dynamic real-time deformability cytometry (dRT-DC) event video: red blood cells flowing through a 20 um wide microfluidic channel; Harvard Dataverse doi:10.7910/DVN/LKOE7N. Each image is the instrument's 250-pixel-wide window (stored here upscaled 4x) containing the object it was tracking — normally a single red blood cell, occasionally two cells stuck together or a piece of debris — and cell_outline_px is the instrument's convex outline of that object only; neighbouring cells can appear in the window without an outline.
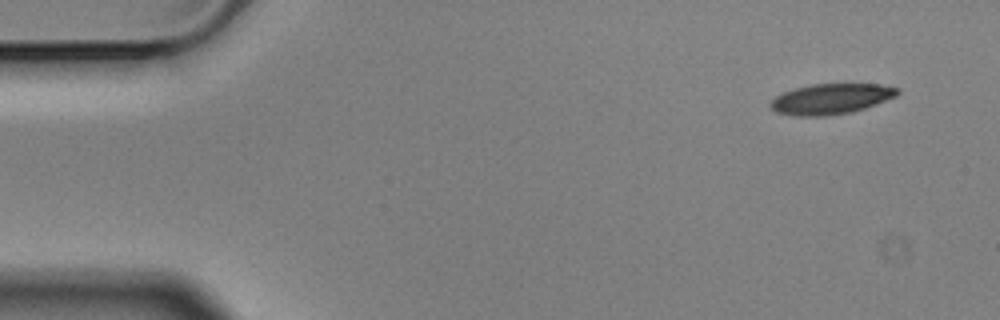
{"species": "Egyptian fruit bat (a non-hibernating species)", "species_latin": "Rousettus aegyptiacus", "temperature_condition": "cold", "stored_images_in_passage": 14, "camera_frame_rate_fps": 3000, "um_per_image_px": 0.085, "animal": {"sex": "male"}, "frame": {"image": 1, "passage_image": 1, "time_ms": 0.0, "image_size_px": [1000, 320], "cell_outline_px": [[900, 92], [896, 96], [876, 104], [852, 112], [824, 116], [796, 116], [776, 112], [768, 104], [776, 96], [784, 92], [796, 88], [812, 84], [880, 84], [900, 88]], "centroid_in_image_um": [70.65, 8.41], "position_along_channel_um": 14.4, "area_um2": 22.48}}
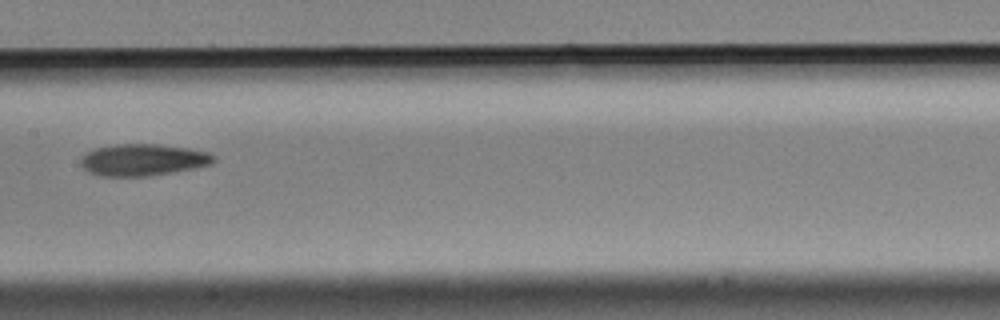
{"frame": {"image": 2, "passage_image": 7, "time_ms": 2.0, "image_size_px": [1000, 320], "cell_outline_px": [[216, 160], [212, 164], [192, 168], [148, 176], [100, 176], [88, 172], [80, 164], [80, 160], [88, 152], [96, 148], [116, 144], [160, 144], [188, 148], [208, 152], [216, 156]], "centroid_in_image_um": [12.16, 13.58], "position_along_channel_um": 195.2, "area_um2": 24.51}}
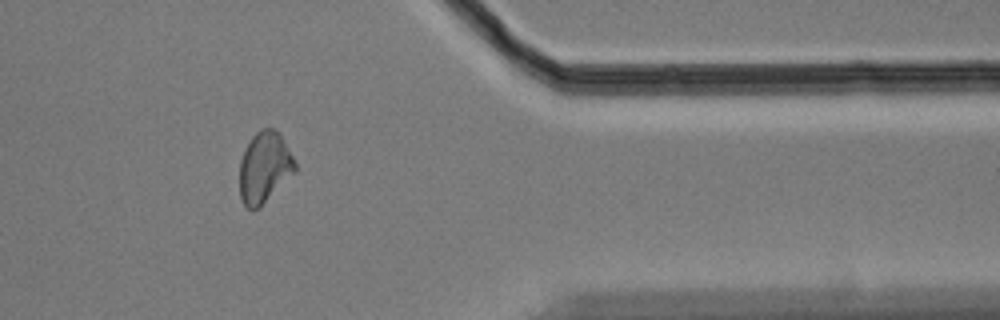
{"frame": {"image": 3, "passage_image": 12, "time_ms": 3.667, "image_size_px": [1000, 320], "cell_outline_px": [[296, 168], [260, 208], [248, 208], [244, 204], [240, 196], [240, 160], [244, 148], [252, 136], [260, 128], [272, 128], [280, 132], [296, 164]], "centroid_in_image_um": [22.45, 14.19], "position_along_channel_um": 389.0, "area_um2": 22.66}}